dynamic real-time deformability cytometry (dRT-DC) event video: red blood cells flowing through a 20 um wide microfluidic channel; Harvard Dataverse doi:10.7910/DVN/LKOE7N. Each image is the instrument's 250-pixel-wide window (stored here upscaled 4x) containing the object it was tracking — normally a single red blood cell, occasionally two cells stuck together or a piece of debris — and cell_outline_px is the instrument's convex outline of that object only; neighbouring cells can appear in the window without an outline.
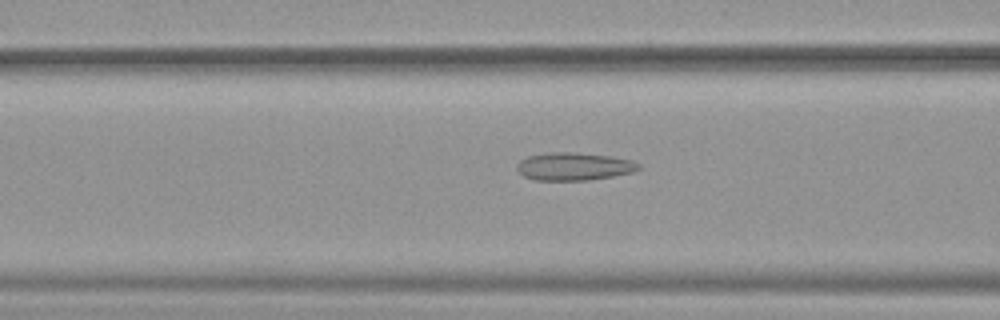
{"species": "common noctule bat (a hibernating species)", "species_latin": "Nyctalus noctula", "temperature_condition": "warm", "stored_images_in_passage": 52, "camera_frame_rate_fps": 3000, "um_per_image_px": 0.085, "animal": {"sex": "female", "body_mass_g": 19.9}, "frame": {"image": 1, "passage_image": 21, "time_ms": 6.667, "image_size_px": [1000, 320], "cell_outline_px": [[640, 168], [632, 172], [612, 176], [588, 180], [532, 180], [524, 176], [516, 168], [516, 164], [520, 160], [528, 156], [544, 152], [576, 152], [612, 156], [632, 160], [640, 164]], "centroid_in_image_um": [48.76, 14.13], "position_along_channel_um": 117.8, "area_um2": 19.88}}
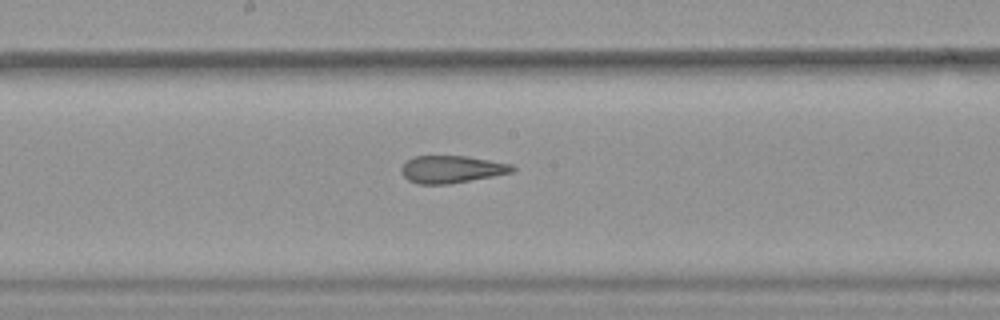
{"frame": {"image": 2, "passage_image": 28, "time_ms": 9.0, "image_size_px": [1000, 320], "cell_outline_px": [[516, 168], [512, 172], [492, 176], [448, 184], [416, 184], [408, 180], [400, 172], [400, 168], [408, 160], [416, 156], [468, 156], [512, 164]], "centroid_in_image_um": [38.37, 14.39], "position_along_channel_um": 209.8, "area_um2": 17.63}}
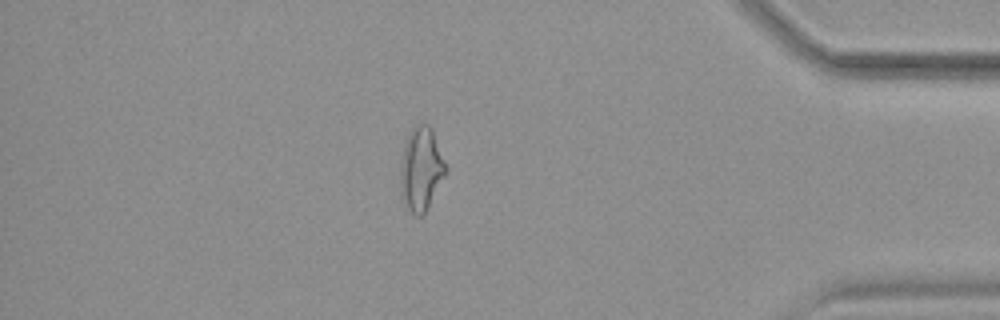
{"frame": {"image": 3, "passage_image": 45, "time_ms": 14.667, "image_size_px": [1000, 320], "cell_outline_px": [[448, 172], [424, 216], [416, 216], [404, 208], [400, 192], [400, 160], [404, 144], [412, 128], [416, 124], [428, 124], [432, 128], [448, 168]], "centroid_in_image_um": [35.8, 14.42], "position_along_channel_um": 399.4, "area_um2": 22.89}, "authors_computed_cell_mechanics": {"area_um2": 21.6172, "velocity_mm_per_s": 3.9471, "shape_relaxation_time_tau1_ms": null, "shape_relaxation_time_tau2_ms": 2.4981, "deformation_change_tau1": null, "deformation_change_tau2": 0.1206}}